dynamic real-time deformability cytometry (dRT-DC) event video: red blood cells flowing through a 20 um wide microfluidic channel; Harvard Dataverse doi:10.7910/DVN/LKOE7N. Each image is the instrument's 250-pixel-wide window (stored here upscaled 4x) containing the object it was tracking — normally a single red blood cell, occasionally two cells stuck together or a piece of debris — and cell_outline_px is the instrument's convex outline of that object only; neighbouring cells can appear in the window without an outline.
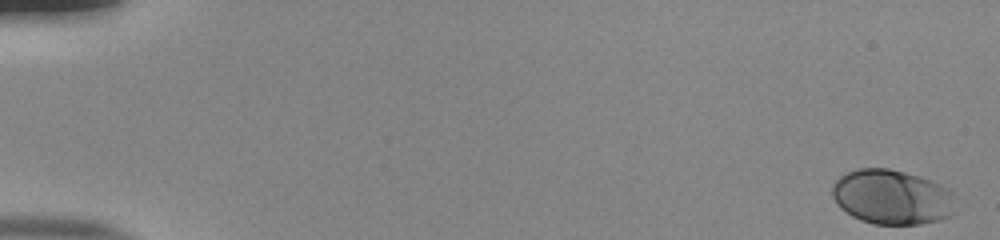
{"species": "human", "species_latin": "Homo sapiens", "temperature_condition": "room temperature", "stored_images_in_passage": 54, "camera_frame_rate_fps": 3000, "um_per_image_px": 0.085, "donor": {"sex": "male"}, "frame": {"image": 1, "passage_image": 1, "time_ms": 0.0, "image_size_px": [1000, 240], "cell_outline_px": [[952, 192], [948, 216], [940, 220], [920, 224], [872, 224], [860, 220], [852, 216], [840, 208], [832, 196], [832, 184], [840, 176], [848, 172], [860, 168], [888, 168], [920, 176], [940, 184], [948, 188]], "centroid_in_image_um": [75.74, 16.74], "position_along_channel_um": 9.3, "area_um2": 38.96}}
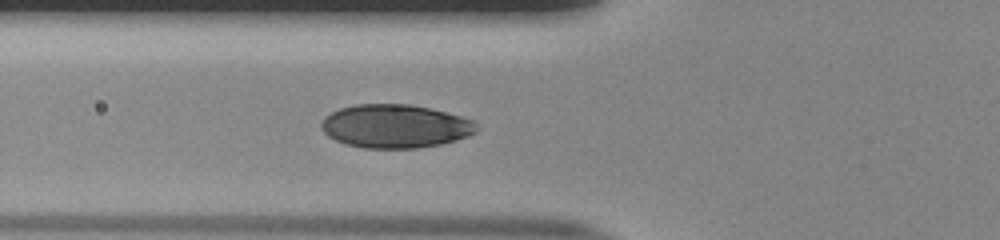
{"frame": {"image": 2, "passage_image": 21, "time_ms": 6.667, "image_size_px": [1000, 240], "cell_outline_px": [[480, 128], [476, 132], [468, 136], [456, 140], [440, 144], [416, 148], [364, 148], [344, 144], [328, 136], [320, 128], [320, 124], [324, 116], [340, 108], [356, 104], [408, 104], [428, 108], [476, 120]], "centroid_in_image_um": [33.6, 10.73], "position_along_channel_um": 92.2, "area_um2": 39.54}}
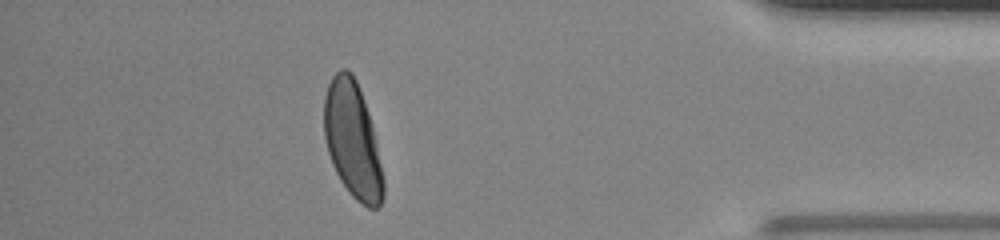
{"frame": {"image": 3, "passage_image": 48, "time_ms": 15.667, "image_size_px": [1000, 240], "cell_outline_px": [[384, 196], [380, 204], [376, 208], [368, 208], [360, 204], [348, 192], [340, 180], [332, 164], [328, 152], [324, 136], [324, 96], [328, 84], [332, 76], [340, 68], [348, 68], [352, 72], [356, 80], [364, 100], [372, 124], [384, 180]], "centroid_in_image_um": [29.96, 11.9], "position_along_channel_um": 405.2, "area_um2": 40.17}, "authors_computed_cell_mechanics": {"area_um2": 39.304, "velocity_mm_per_s": 3.8824, "shape_relaxation_time_tau1_ms": 2.6724, "shape_relaxation_time_tau2_ms": null, "deformation_change_tau1": 0.1528, "deformation_change_tau2": null}}